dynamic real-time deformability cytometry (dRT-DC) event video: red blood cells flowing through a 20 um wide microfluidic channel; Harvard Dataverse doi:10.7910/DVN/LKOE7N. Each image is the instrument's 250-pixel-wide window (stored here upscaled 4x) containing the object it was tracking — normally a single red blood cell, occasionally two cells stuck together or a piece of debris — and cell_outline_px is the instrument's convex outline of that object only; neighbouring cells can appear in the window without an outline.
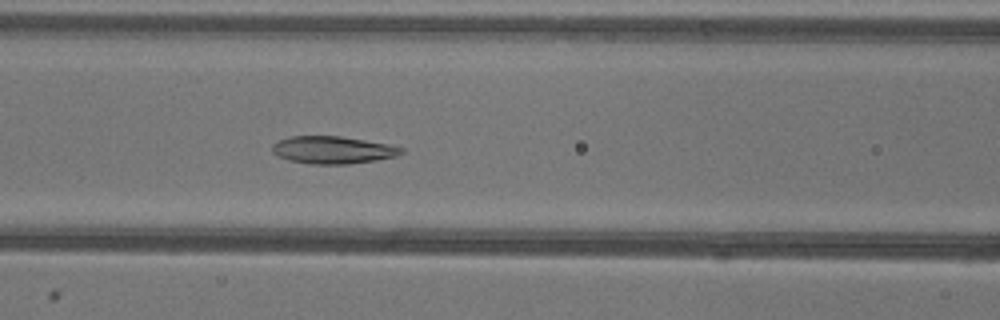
{"species": "common noctule bat (a hibernating species)", "species_latin": "Nyctalus noctula", "temperature_condition": "warm", "stored_images_in_passage": 52, "segment_of_instrument_passage": [1, 2], "camera_frame_rate_fps": 3000, "um_per_image_px": 0.085, "animal": {"sex": "female"}, "frame": {"image": 1, "passage_image": 21, "time_ms": 6.667, "image_size_px": [1000, 320], "cell_outline_px": [[404, 152], [396, 156], [376, 160], [348, 164], [308, 164], [288, 160], [272, 152], [272, 144], [288, 136], [340, 136], [388, 144], [404, 148]], "centroid_in_image_um": [28.28, 12.75], "position_along_channel_um": 138.3, "area_um2": 20.63}}
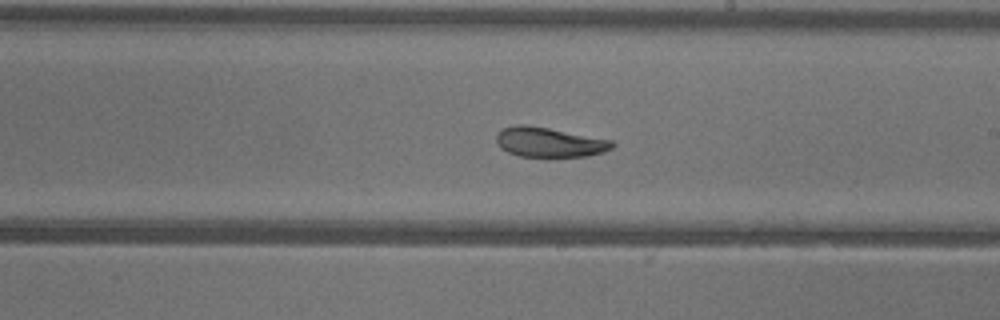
{"frame": {"image": 2, "passage_image": 29, "time_ms": 9.333, "image_size_px": [1000, 320], "cell_outline_px": [[616, 144], [612, 148], [604, 152], [588, 156], [548, 160], [520, 156], [508, 152], [500, 148], [496, 140], [496, 132], [500, 128], [516, 124], [524, 124], [548, 128], [612, 140]], "centroid_in_image_um": [46.67, 12.13], "position_along_channel_um": 242.3, "area_um2": 21.1}}
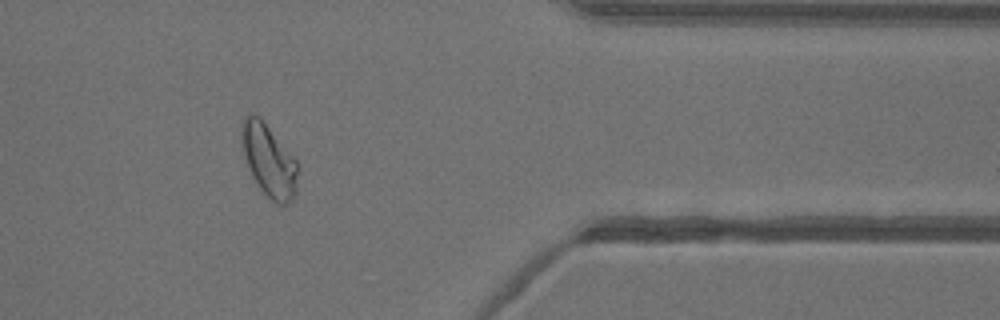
{"frame": {"image": 3, "passage_image": 42, "time_ms": 13.667, "image_size_px": [1000, 320], "cell_outline_px": [[296, 192], [292, 200], [288, 204], [276, 204], [260, 188], [252, 176], [248, 168], [244, 156], [240, 140], [240, 124], [244, 116], [248, 112], [260, 116], [296, 160]], "centroid_in_image_um": [22.79, 13.58], "position_along_channel_um": 388.6, "area_um2": 23.76}}